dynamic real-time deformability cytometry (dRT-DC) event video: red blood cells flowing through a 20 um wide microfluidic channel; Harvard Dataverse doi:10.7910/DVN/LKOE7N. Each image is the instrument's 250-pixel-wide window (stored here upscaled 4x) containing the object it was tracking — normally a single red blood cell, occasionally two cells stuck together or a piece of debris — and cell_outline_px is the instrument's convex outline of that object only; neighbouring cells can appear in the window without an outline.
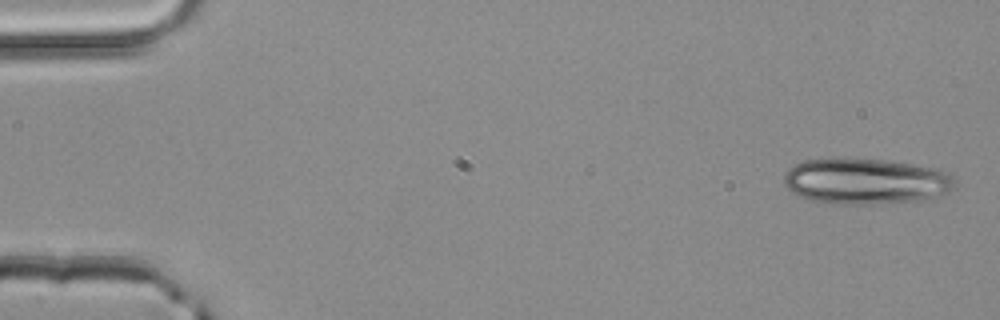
{"species": "common noctule bat (a hibernating species)", "species_latin": "Nyctalus noctula", "temperature_condition": "room temperature", "stored_images_in_passage": 4, "camera_frame_rate_fps": 3000, "um_per_image_px": 0.085, "animal": {"sex": "male", "body_mass_g": 20.4}, "frame": {"image": 1, "passage_image": 1, "time_ms": 0.0, "image_size_px": [1000, 320], "cell_outline_px": [[956, 188], [936, 200], [872, 204], [844, 204], [812, 200], [800, 196], [792, 192], [784, 184], [784, 176], [788, 168], [804, 160], [832, 156], [836, 156], [884, 160], [940, 168], [948, 172], [956, 180]], "centroid_in_image_um": [73.67, 15.39], "position_along_channel_um": 11.3, "area_um2": 47.11}}
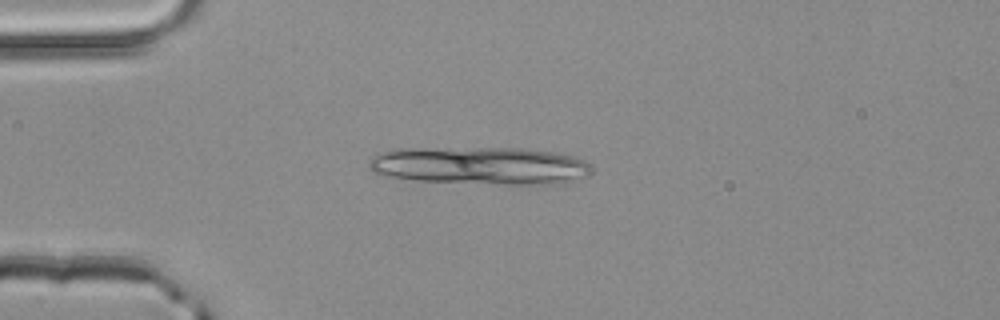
{"frame": {"image": 2, "passage_image": 3, "time_ms": 0.667, "image_size_px": [1000, 320], "cell_outline_px": [[592, 168], [588, 176], [580, 180], [564, 184], [500, 184], [416, 180], [380, 176], [372, 172], [368, 164], [368, 160], [372, 156], [380, 152], [400, 148], [520, 148], [552, 152], [572, 156], [584, 160]], "centroid_in_image_um": [40.8, 14.09], "position_along_channel_um": 44.2, "area_um2": 49.48}}